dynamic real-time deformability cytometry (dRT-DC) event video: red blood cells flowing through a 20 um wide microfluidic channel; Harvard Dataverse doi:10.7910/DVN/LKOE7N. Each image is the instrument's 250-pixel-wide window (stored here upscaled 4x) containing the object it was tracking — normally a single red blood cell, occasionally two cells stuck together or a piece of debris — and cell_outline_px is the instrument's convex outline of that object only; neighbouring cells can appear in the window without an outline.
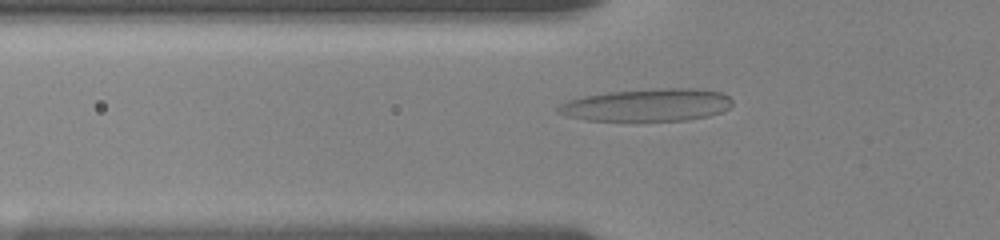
{"species": "human", "species_latin": "Homo sapiens", "temperature_condition": "room temperature", "stored_images_in_passage": 57, "camera_frame_rate_fps": 3000, "um_per_image_px": 0.085, "donor": {"sex": "female"}, "frame": {"image": 1, "passage_image": 20, "time_ms": 6.333, "image_size_px": [1000, 240], "cell_outline_px": [[732, 104], [728, 108], [720, 112], [708, 116], [688, 120], [588, 120], [568, 116], [556, 112], [556, 108], [560, 104], [568, 100], [584, 96], [608, 92], [656, 88], [696, 88], [720, 92], [728, 96], [732, 100]], "centroid_in_image_um": [55.01, 8.91], "position_along_channel_um": 70.8, "area_um2": 32.89}}
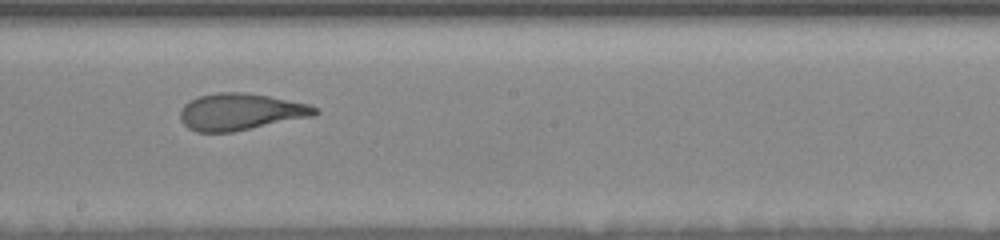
{"frame": {"image": 2, "passage_image": 33, "time_ms": 10.667, "image_size_px": [1000, 240], "cell_outline_px": [[320, 112], [316, 116], [232, 132], [196, 132], [188, 128], [180, 120], [180, 112], [184, 104], [200, 96], [216, 92], [244, 92], [268, 96], [308, 104], [316, 108]], "centroid_in_image_um": [20.46, 9.51], "position_along_channel_um": 227.7, "area_um2": 28.9}}
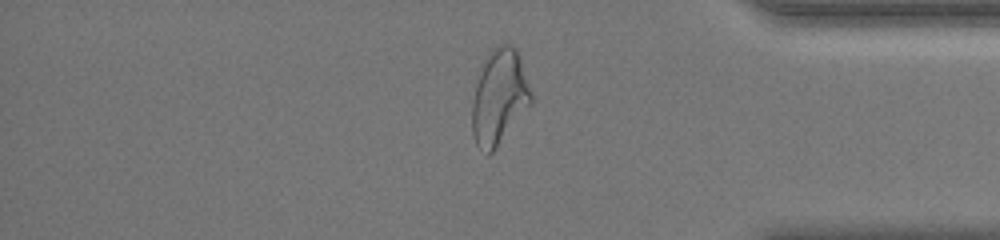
{"frame": {"image": 3, "passage_image": 48, "time_ms": 15.667, "image_size_px": [1000, 240], "cell_outline_px": [[532, 100], [492, 152], [488, 156], [476, 144], [472, 132], [472, 104], [476, 84], [484, 60], [492, 48], [504, 40], [516, 48], [532, 92]], "centroid_in_image_um": [42.41, 8.19], "position_along_channel_um": 392.8, "area_um2": 32.14}, "authors_computed_cell_mechanics": {"area_um2": 30.1138, "velocity_mm_per_s": 3.6158, "shape_relaxation_time_tau1_ms": 4.6828, "shape_relaxation_time_tau2_ms": 1.0964, "deformation_change_tau1": 0.2118, "deformation_change_tau2": 0.0956}}